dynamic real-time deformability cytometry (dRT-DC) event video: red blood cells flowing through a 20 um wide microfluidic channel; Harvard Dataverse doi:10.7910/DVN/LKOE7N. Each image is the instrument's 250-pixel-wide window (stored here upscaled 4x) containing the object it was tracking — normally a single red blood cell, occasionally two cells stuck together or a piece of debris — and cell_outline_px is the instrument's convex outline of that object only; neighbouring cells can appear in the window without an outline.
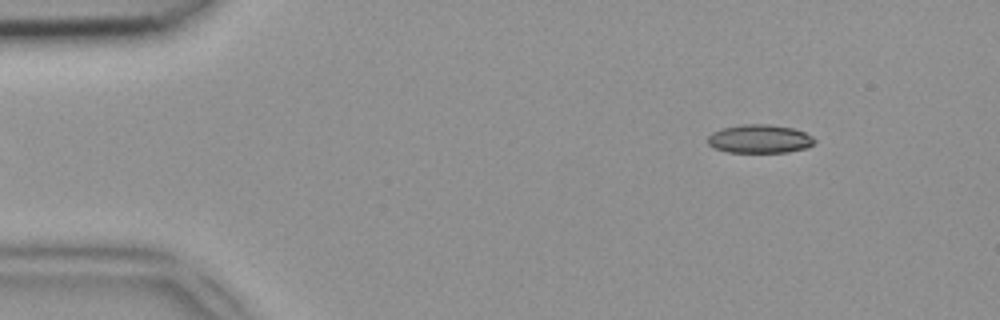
{"species": "common noctule bat (a hibernating species)", "species_latin": "Nyctalus noctula", "temperature_condition": "room temperature", "stored_images_in_passage": 9, "camera_frame_rate_fps": 3000, "um_per_image_px": 0.085, "animal": {"sex": "female", "body_mass_g": 18.4}, "frame": {"image": 1, "passage_image": 1, "time_ms": 0.0, "image_size_px": [1000, 320], "cell_outline_px": [[816, 140], [808, 148], [788, 152], [728, 152], [716, 148], [708, 144], [708, 136], [712, 132], [724, 128], [744, 124], [768, 124], [792, 128], [804, 132], [812, 136]], "centroid_in_image_um": [64.59, 11.81], "position_along_channel_um": 20.4, "area_um2": 17.63}}